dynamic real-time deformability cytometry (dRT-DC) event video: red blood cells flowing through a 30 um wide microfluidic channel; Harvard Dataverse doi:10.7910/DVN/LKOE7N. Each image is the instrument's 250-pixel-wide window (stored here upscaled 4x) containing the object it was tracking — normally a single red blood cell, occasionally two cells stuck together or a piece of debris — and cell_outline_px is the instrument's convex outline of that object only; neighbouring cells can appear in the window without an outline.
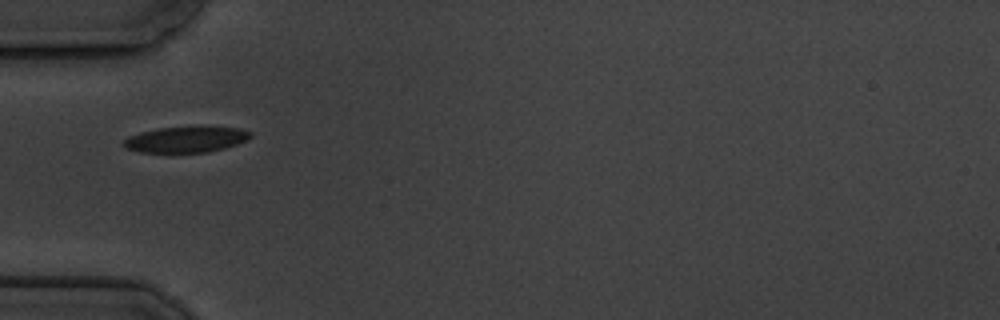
{"species": "common noctule bat (a hibernating species)", "species_latin": "Nyctalus noctula", "temperature_condition": "cold", "stored_images_in_passage": 5, "camera_frame_rate_fps": 3000, "um_per_image_px": 0.085, "animal": {"sex": "male", "body_mass_g": 19.5, "forearm_length_mm": 54.6}, "frame": {"image": 1, "passage_image": 3, "time_ms": 2.667, "image_size_px": [1000, 320], "cell_outline_px": [[252, 136], [248, 140], [224, 148], [208, 152], [172, 156], [140, 152], [124, 148], [124, 140], [128, 136], [140, 132], [160, 128], [240, 128], [252, 132]], "centroid_in_image_um": [15.74, 11.93], "position_along_channel_um": 69.3, "area_um2": 19.65}}
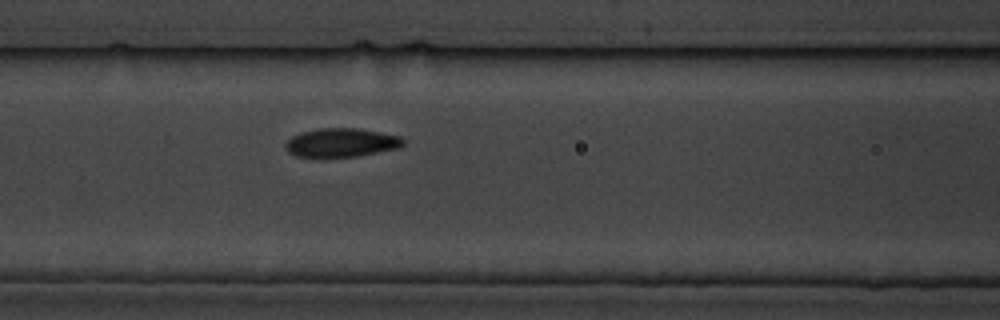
{"frame": {"image": 2, "passage_image": 5, "time_ms": 4.667, "image_size_px": [1000, 320], "cell_outline_px": [[404, 144], [396, 148], [356, 156], [296, 156], [288, 152], [284, 148], [284, 144], [292, 136], [300, 132], [320, 128], [356, 128], [380, 132], [400, 136], [404, 140]], "centroid_in_image_um": [28.97, 12.1], "position_along_channel_um": 137.6, "area_um2": 19.42}}